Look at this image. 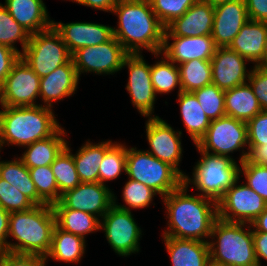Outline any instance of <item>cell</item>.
<instances>
[{
	"label": "cell",
	"mask_w": 267,
	"mask_h": 266,
	"mask_svg": "<svg viewBox=\"0 0 267 266\" xmlns=\"http://www.w3.org/2000/svg\"><path fill=\"white\" fill-rule=\"evenodd\" d=\"M262 111L248 82L225 91V113L247 122Z\"/></svg>",
	"instance_id": "obj_30"
},
{
	"label": "cell",
	"mask_w": 267,
	"mask_h": 266,
	"mask_svg": "<svg viewBox=\"0 0 267 266\" xmlns=\"http://www.w3.org/2000/svg\"><path fill=\"white\" fill-rule=\"evenodd\" d=\"M0 152L3 146L25 147L52 136L60 127L52 108L42 105L1 106Z\"/></svg>",
	"instance_id": "obj_3"
},
{
	"label": "cell",
	"mask_w": 267,
	"mask_h": 266,
	"mask_svg": "<svg viewBox=\"0 0 267 266\" xmlns=\"http://www.w3.org/2000/svg\"><path fill=\"white\" fill-rule=\"evenodd\" d=\"M112 140L92 143L88 139L73 154V159L81 182H99V167L106 151L113 145Z\"/></svg>",
	"instance_id": "obj_27"
},
{
	"label": "cell",
	"mask_w": 267,
	"mask_h": 266,
	"mask_svg": "<svg viewBox=\"0 0 267 266\" xmlns=\"http://www.w3.org/2000/svg\"><path fill=\"white\" fill-rule=\"evenodd\" d=\"M249 21L245 0H233L214 6L212 38L217 47H229L242 26Z\"/></svg>",
	"instance_id": "obj_19"
},
{
	"label": "cell",
	"mask_w": 267,
	"mask_h": 266,
	"mask_svg": "<svg viewBox=\"0 0 267 266\" xmlns=\"http://www.w3.org/2000/svg\"><path fill=\"white\" fill-rule=\"evenodd\" d=\"M68 1V0H67ZM79 5L94 8V10H100L111 13L114 6L119 0H69Z\"/></svg>",
	"instance_id": "obj_51"
},
{
	"label": "cell",
	"mask_w": 267,
	"mask_h": 266,
	"mask_svg": "<svg viewBox=\"0 0 267 266\" xmlns=\"http://www.w3.org/2000/svg\"><path fill=\"white\" fill-rule=\"evenodd\" d=\"M247 59L229 47H217L211 58L212 84L226 91L248 81L251 69H247Z\"/></svg>",
	"instance_id": "obj_17"
},
{
	"label": "cell",
	"mask_w": 267,
	"mask_h": 266,
	"mask_svg": "<svg viewBox=\"0 0 267 266\" xmlns=\"http://www.w3.org/2000/svg\"><path fill=\"white\" fill-rule=\"evenodd\" d=\"M200 103L204 113L210 120L226 116L225 91L210 84L192 92Z\"/></svg>",
	"instance_id": "obj_40"
},
{
	"label": "cell",
	"mask_w": 267,
	"mask_h": 266,
	"mask_svg": "<svg viewBox=\"0 0 267 266\" xmlns=\"http://www.w3.org/2000/svg\"><path fill=\"white\" fill-rule=\"evenodd\" d=\"M253 245L258 266H262L261 260L267 261V233L253 232Z\"/></svg>",
	"instance_id": "obj_49"
},
{
	"label": "cell",
	"mask_w": 267,
	"mask_h": 266,
	"mask_svg": "<svg viewBox=\"0 0 267 266\" xmlns=\"http://www.w3.org/2000/svg\"><path fill=\"white\" fill-rule=\"evenodd\" d=\"M20 57L17 51L0 44V87Z\"/></svg>",
	"instance_id": "obj_47"
},
{
	"label": "cell",
	"mask_w": 267,
	"mask_h": 266,
	"mask_svg": "<svg viewBox=\"0 0 267 266\" xmlns=\"http://www.w3.org/2000/svg\"><path fill=\"white\" fill-rule=\"evenodd\" d=\"M196 145L207 153L229 158H232L230 153L241 151L240 164L247 159L249 152L247 124L230 116L211 120L206 134Z\"/></svg>",
	"instance_id": "obj_9"
},
{
	"label": "cell",
	"mask_w": 267,
	"mask_h": 266,
	"mask_svg": "<svg viewBox=\"0 0 267 266\" xmlns=\"http://www.w3.org/2000/svg\"><path fill=\"white\" fill-rule=\"evenodd\" d=\"M195 146L202 157L193 167L192 179L186 174L183 183L187 187L193 185L200 191L198 195L218 202L240 178V165L234 158L210 154Z\"/></svg>",
	"instance_id": "obj_6"
},
{
	"label": "cell",
	"mask_w": 267,
	"mask_h": 266,
	"mask_svg": "<svg viewBox=\"0 0 267 266\" xmlns=\"http://www.w3.org/2000/svg\"><path fill=\"white\" fill-rule=\"evenodd\" d=\"M126 176L159 194L161 198L183 184L184 177L171 165L162 162L146 150L127 147Z\"/></svg>",
	"instance_id": "obj_7"
},
{
	"label": "cell",
	"mask_w": 267,
	"mask_h": 266,
	"mask_svg": "<svg viewBox=\"0 0 267 266\" xmlns=\"http://www.w3.org/2000/svg\"><path fill=\"white\" fill-rule=\"evenodd\" d=\"M177 96L184 127L195 145L206 134L211 120L192 92L181 91Z\"/></svg>",
	"instance_id": "obj_29"
},
{
	"label": "cell",
	"mask_w": 267,
	"mask_h": 266,
	"mask_svg": "<svg viewBox=\"0 0 267 266\" xmlns=\"http://www.w3.org/2000/svg\"><path fill=\"white\" fill-rule=\"evenodd\" d=\"M247 82L250 84L261 109L267 111V68L253 65Z\"/></svg>",
	"instance_id": "obj_45"
},
{
	"label": "cell",
	"mask_w": 267,
	"mask_h": 266,
	"mask_svg": "<svg viewBox=\"0 0 267 266\" xmlns=\"http://www.w3.org/2000/svg\"><path fill=\"white\" fill-rule=\"evenodd\" d=\"M160 60L151 65V81L155 94H168L178 87L182 91L178 65L169 61L163 54Z\"/></svg>",
	"instance_id": "obj_34"
},
{
	"label": "cell",
	"mask_w": 267,
	"mask_h": 266,
	"mask_svg": "<svg viewBox=\"0 0 267 266\" xmlns=\"http://www.w3.org/2000/svg\"><path fill=\"white\" fill-rule=\"evenodd\" d=\"M0 178L18 189L35 205L46 204L38 196L34 182L31 179L29 169L23 164L18 155L17 158L15 157L11 161H0Z\"/></svg>",
	"instance_id": "obj_31"
},
{
	"label": "cell",
	"mask_w": 267,
	"mask_h": 266,
	"mask_svg": "<svg viewBox=\"0 0 267 266\" xmlns=\"http://www.w3.org/2000/svg\"><path fill=\"white\" fill-rule=\"evenodd\" d=\"M28 169L38 196L48 205L59 202V190L51 166Z\"/></svg>",
	"instance_id": "obj_39"
},
{
	"label": "cell",
	"mask_w": 267,
	"mask_h": 266,
	"mask_svg": "<svg viewBox=\"0 0 267 266\" xmlns=\"http://www.w3.org/2000/svg\"><path fill=\"white\" fill-rule=\"evenodd\" d=\"M247 160L252 164L267 165V145H248Z\"/></svg>",
	"instance_id": "obj_50"
},
{
	"label": "cell",
	"mask_w": 267,
	"mask_h": 266,
	"mask_svg": "<svg viewBox=\"0 0 267 266\" xmlns=\"http://www.w3.org/2000/svg\"><path fill=\"white\" fill-rule=\"evenodd\" d=\"M44 256L0 251V266H46Z\"/></svg>",
	"instance_id": "obj_46"
},
{
	"label": "cell",
	"mask_w": 267,
	"mask_h": 266,
	"mask_svg": "<svg viewBox=\"0 0 267 266\" xmlns=\"http://www.w3.org/2000/svg\"><path fill=\"white\" fill-rule=\"evenodd\" d=\"M66 130L60 127L52 136L25 146V152L19 157L27 168L51 165L66 147Z\"/></svg>",
	"instance_id": "obj_26"
},
{
	"label": "cell",
	"mask_w": 267,
	"mask_h": 266,
	"mask_svg": "<svg viewBox=\"0 0 267 266\" xmlns=\"http://www.w3.org/2000/svg\"><path fill=\"white\" fill-rule=\"evenodd\" d=\"M56 225L67 232L86 239V235L100 231V219L92 214L68 209L53 208Z\"/></svg>",
	"instance_id": "obj_32"
},
{
	"label": "cell",
	"mask_w": 267,
	"mask_h": 266,
	"mask_svg": "<svg viewBox=\"0 0 267 266\" xmlns=\"http://www.w3.org/2000/svg\"><path fill=\"white\" fill-rule=\"evenodd\" d=\"M128 68L129 78L125 86L132 105L137 111L146 117H158L154 114V104L157 95L151 81V65L148 64L142 54H128L122 68Z\"/></svg>",
	"instance_id": "obj_14"
},
{
	"label": "cell",
	"mask_w": 267,
	"mask_h": 266,
	"mask_svg": "<svg viewBox=\"0 0 267 266\" xmlns=\"http://www.w3.org/2000/svg\"><path fill=\"white\" fill-rule=\"evenodd\" d=\"M240 178L217 202L218 217L229 222L251 224L266 208L265 200Z\"/></svg>",
	"instance_id": "obj_12"
},
{
	"label": "cell",
	"mask_w": 267,
	"mask_h": 266,
	"mask_svg": "<svg viewBox=\"0 0 267 266\" xmlns=\"http://www.w3.org/2000/svg\"><path fill=\"white\" fill-rule=\"evenodd\" d=\"M251 228V224L218 217L208 241L210 259L228 266H258Z\"/></svg>",
	"instance_id": "obj_5"
},
{
	"label": "cell",
	"mask_w": 267,
	"mask_h": 266,
	"mask_svg": "<svg viewBox=\"0 0 267 266\" xmlns=\"http://www.w3.org/2000/svg\"><path fill=\"white\" fill-rule=\"evenodd\" d=\"M249 20L267 22V0H245Z\"/></svg>",
	"instance_id": "obj_48"
},
{
	"label": "cell",
	"mask_w": 267,
	"mask_h": 266,
	"mask_svg": "<svg viewBox=\"0 0 267 266\" xmlns=\"http://www.w3.org/2000/svg\"><path fill=\"white\" fill-rule=\"evenodd\" d=\"M0 206L10 213L30 210L35 204L14 186L0 178Z\"/></svg>",
	"instance_id": "obj_43"
},
{
	"label": "cell",
	"mask_w": 267,
	"mask_h": 266,
	"mask_svg": "<svg viewBox=\"0 0 267 266\" xmlns=\"http://www.w3.org/2000/svg\"><path fill=\"white\" fill-rule=\"evenodd\" d=\"M129 53L113 36L109 41L80 48L72 54V61L79 78L83 73L114 75L122 70L123 61Z\"/></svg>",
	"instance_id": "obj_11"
},
{
	"label": "cell",
	"mask_w": 267,
	"mask_h": 266,
	"mask_svg": "<svg viewBox=\"0 0 267 266\" xmlns=\"http://www.w3.org/2000/svg\"><path fill=\"white\" fill-rule=\"evenodd\" d=\"M86 240L78 235L60 229L57 225L52 234L51 247L45 256L65 263H79L86 250Z\"/></svg>",
	"instance_id": "obj_28"
},
{
	"label": "cell",
	"mask_w": 267,
	"mask_h": 266,
	"mask_svg": "<svg viewBox=\"0 0 267 266\" xmlns=\"http://www.w3.org/2000/svg\"><path fill=\"white\" fill-rule=\"evenodd\" d=\"M145 130L150 146V149L146 151L174 167L184 177L186 173L179 167L183 157L182 131L175 130L159 116L147 117Z\"/></svg>",
	"instance_id": "obj_15"
},
{
	"label": "cell",
	"mask_w": 267,
	"mask_h": 266,
	"mask_svg": "<svg viewBox=\"0 0 267 266\" xmlns=\"http://www.w3.org/2000/svg\"><path fill=\"white\" fill-rule=\"evenodd\" d=\"M21 58L40 78L67 63L72 55L53 26L30 35Z\"/></svg>",
	"instance_id": "obj_8"
},
{
	"label": "cell",
	"mask_w": 267,
	"mask_h": 266,
	"mask_svg": "<svg viewBox=\"0 0 267 266\" xmlns=\"http://www.w3.org/2000/svg\"><path fill=\"white\" fill-rule=\"evenodd\" d=\"M127 146L123 143L114 142L106 151L99 167V183L116 180L121 173H126Z\"/></svg>",
	"instance_id": "obj_37"
},
{
	"label": "cell",
	"mask_w": 267,
	"mask_h": 266,
	"mask_svg": "<svg viewBox=\"0 0 267 266\" xmlns=\"http://www.w3.org/2000/svg\"><path fill=\"white\" fill-rule=\"evenodd\" d=\"M30 35L0 3V44L17 51L21 55L29 42ZM18 42H20L22 51H19L15 45Z\"/></svg>",
	"instance_id": "obj_38"
},
{
	"label": "cell",
	"mask_w": 267,
	"mask_h": 266,
	"mask_svg": "<svg viewBox=\"0 0 267 266\" xmlns=\"http://www.w3.org/2000/svg\"><path fill=\"white\" fill-rule=\"evenodd\" d=\"M159 195L150 187L133 179L127 180L122 190V198L125 205L119 204L117 197L113 194V205L123 210L144 209L151 205L154 196ZM118 203V204H117Z\"/></svg>",
	"instance_id": "obj_36"
},
{
	"label": "cell",
	"mask_w": 267,
	"mask_h": 266,
	"mask_svg": "<svg viewBox=\"0 0 267 266\" xmlns=\"http://www.w3.org/2000/svg\"><path fill=\"white\" fill-rule=\"evenodd\" d=\"M198 0H149L157 18L166 27L181 17Z\"/></svg>",
	"instance_id": "obj_41"
},
{
	"label": "cell",
	"mask_w": 267,
	"mask_h": 266,
	"mask_svg": "<svg viewBox=\"0 0 267 266\" xmlns=\"http://www.w3.org/2000/svg\"><path fill=\"white\" fill-rule=\"evenodd\" d=\"M182 91L194 92L212 84L211 61L193 59L178 65Z\"/></svg>",
	"instance_id": "obj_33"
},
{
	"label": "cell",
	"mask_w": 267,
	"mask_h": 266,
	"mask_svg": "<svg viewBox=\"0 0 267 266\" xmlns=\"http://www.w3.org/2000/svg\"><path fill=\"white\" fill-rule=\"evenodd\" d=\"M267 203V165L252 164L247 159L240 163V178Z\"/></svg>",
	"instance_id": "obj_42"
},
{
	"label": "cell",
	"mask_w": 267,
	"mask_h": 266,
	"mask_svg": "<svg viewBox=\"0 0 267 266\" xmlns=\"http://www.w3.org/2000/svg\"><path fill=\"white\" fill-rule=\"evenodd\" d=\"M113 192L107 185L99 182H81L73 189L61 194L53 208L80 210L101 218L113 206Z\"/></svg>",
	"instance_id": "obj_16"
},
{
	"label": "cell",
	"mask_w": 267,
	"mask_h": 266,
	"mask_svg": "<svg viewBox=\"0 0 267 266\" xmlns=\"http://www.w3.org/2000/svg\"><path fill=\"white\" fill-rule=\"evenodd\" d=\"M206 266H228V265H226V264H221V263L215 262V261H213V260L210 259V260L208 261V263H207Z\"/></svg>",
	"instance_id": "obj_56"
},
{
	"label": "cell",
	"mask_w": 267,
	"mask_h": 266,
	"mask_svg": "<svg viewBox=\"0 0 267 266\" xmlns=\"http://www.w3.org/2000/svg\"><path fill=\"white\" fill-rule=\"evenodd\" d=\"M253 232L267 233V208L251 223Z\"/></svg>",
	"instance_id": "obj_53"
},
{
	"label": "cell",
	"mask_w": 267,
	"mask_h": 266,
	"mask_svg": "<svg viewBox=\"0 0 267 266\" xmlns=\"http://www.w3.org/2000/svg\"><path fill=\"white\" fill-rule=\"evenodd\" d=\"M257 66L267 68V34H266V39H265L264 57Z\"/></svg>",
	"instance_id": "obj_54"
},
{
	"label": "cell",
	"mask_w": 267,
	"mask_h": 266,
	"mask_svg": "<svg viewBox=\"0 0 267 266\" xmlns=\"http://www.w3.org/2000/svg\"><path fill=\"white\" fill-rule=\"evenodd\" d=\"M100 230L104 231L107 242L117 255L128 257L139 253L142 229L131 211L113 205L101 218Z\"/></svg>",
	"instance_id": "obj_10"
},
{
	"label": "cell",
	"mask_w": 267,
	"mask_h": 266,
	"mask_svg": "<svg viewBox=\"0 0 267 266\" xmlns=\"http://www.w3.org/2000/svg\"><path fill=\"white\" fill-rule=\"evenodd\" d=\"M213 22L214 6L198 0L181 17L166 26L164 37L211 35Z\"/></svg>",
	"instance_id": "obj_20"
},
{
	"label": "cell",
	"mask_w": 267,
	"mask_h": 266,
	"mask_svg": "<svg viewBox=\"0 0 267 266\" xmlns=\"http://www.w3.org/2000/svg\"><path fill=\"white\" fill-rule=\"evenodd\" d=\"M162 238L172 266H206L210 260L207 242L166 236Z\"/></svg>",
	"instance_id": "obj_25"
},
{
	"label": "cell",
	"mask_w": 267,
	"mask_h": 266,
	"mask_svg": "<svg viewBox=\"0 0 267 266\" xmlns=\"http://www.w3.org/2000/svg\"><path fill=\"white\" fill-rule=\"evenodd\" d=\"M56 218L52 205H35L27 211L10 212L7 252L46 256L51 247Z\"/></svg>",
	"instance_id": "obj_4"
},
{
	"label": "cell",
	"mask_w": 267,
	"mask_h": 266,
	"mask_svg": "<svg viewBox=\"0 0 267 266\" xmlns=\"http://www.w3.org/2000/svg\"><path fill=\"white\" fill-rule=\"evenodd\" d=\"M170 40L172 42L170 43ZM217 46L211 35L164 37L161 54L176 65L193 59L211 61Z\"/></svg>",
	"instance_id": "obj_21"
},
{
	"label": "cell",
	"mask_w": 267,
	"mask_h": 266,
	"mask_svg": "<svg viewBox=\"0 0 267 266\" xmlns=\"http://www.w3.org/2000/svg\"><path fill=\"white\" fill-rule=\"evenodd\" d=\"M52 26L59 33L70 54L83 47L95 46L113 37V27L92 22H56Z\"/></svg>",
	"instance_id": "obj_18"
},
{
	"label": "cell",
	"mask_w": 267,
	"mask_h": 266,
	"mask_svg": "<svg viewBox=\"0 0 267 266\" xmlns=\"http://www.w3.org/2000/svg\"><path fill=\"white\" fill-rule=\"evenodd\" d=\"M10 213L0 206V251H7Z\"/></svg>",
	"instance_id": "obj_52"
},
{
	"label": "cell",
	"mask_w": 267,
	"mask_h": 266,
	"mask_svg": "<svg viewBox=\"0 0 267 266\" xmlns=\"http://www.w3.org/2000/svg\"><path fill=\"white\" fill-rule=\"evenodd\" d=\"M267 22L249 20L246 22L229 48L257 66L264 57Z\"/></svg>",
	"instance_id": "obj_24"
},
{
	"label": "cell",
	"mask_w": 267,
	"mask_h": 266,
	"mask_svg": "<svg viewBox=\"0 0 267 266\" xmlns=\"http://www.w3.org/2000/svg\"><path fill=\"white\" fill-rule=\"evenodd\" d=\"M246 124L248 145H267V111L262 110Z\"/></svg>",
	"instance_id": "obj_44"
},
{
	"label": "cell",
	"mask_w": 267,
	"mask_h": 266,
	"mask_svg": "<svg viewBox=\"0 0 267 266\" xmlns=\"http://www.w3.org/2000/svg\"><path fill=\"white\" fill-rule=\"evenodd\" d=\"M2 5L30 34L52 26V19L43 0H5Z\"/></svg>",
	"instance_id": "obj_23"
},
{
	"label": "cell",
	"mask_w": 267,
	"mask_h": 266,
	"mask_svg": "<svg viewBox=\"0 0 267 266\" xmlns=\"http://www.w3.org/2000/svg\"><path fill=\"white\" fill-rule=\"evenodd\" d=\"M111 13L118 17L113 36L129 54H141L144 49L160 58L166 27L149 0H119Z\"/></svg>",
	"instance_id": "obj_2"
},
{
	"label": "cell",
	"mask_w": 267,
	"mask_h": 266,
	"mask_svg": "<svg viewBox=\"0 0 267 266\" xmlns=\"http://www.w3.org/2000/svg\"><path fill=\"white\" fill-rule=\"evenodd\" d=\"M205 3H208L212 6H216L218 4L224 3V2H228V1H233V0H201Z\"/></svg>",
	"instance_id": "obj_55"
},
{
	"label": "cell",
	"mask_w": 267,
	"mask_h": 266,
	"mask_svg": "<svg viewBox=\"0 0 267 266\" xmlns=\"http://www.w3.org/2000/svg\"><path fill=\"white\" fill-rule=\"evenodd\" d=\"M50 166L57 182L60 200L61 194L81 183L69 142Z\"/></svg>",
	"instance_id": "obj_35"
},
{
	"label": "cell",
	"mask_w": 267,
	"mask_h": 266,
	"mask_svg": "<svg viewBox=\"0 0 267 266\" xmlns=\"http://www.w3.org/2000/svg\"><path fill=\"white\" fill-rule=\"evenodd\" d=\"M79 80L72 58L52 73L40 78L39 98L41 97L43 106L53 108V102L56 103L64 100V97L74 95Z\"/></svg>",
	"instance_id": "obj_22"
},
{
	"label": "cell",
	"mask_w": 267,
	"mask_h": 266,
	"mask_svg": "<svg viewBox=\"0 0 267 266\" xmlns=\"http://www.w3.org/2000/svg\"><path fill=\"white\" fill-rule=\"evenodd\" d=\"M40 92V77L20 57L0 87V105L26 107L36 103Z\"/></svg>",
	"instance_id": "obj_13"
},
{
	"label": "cell",
	"mask_w": 267,
	"mask_h": 266,
	"mask_svg": "<svg viewBox=\"0 0 267 266\" xmlns=\"http://www.w3.org/2000/svg\"><path fill=\"white\" fill-rule=\"evenodd\" d=\"M188 191V187L183 183L161 198L168 219V227L162 236L208 243L213 224L218 218L217 202L197 193L190 195Z\"/></svg>",
	"instance_id": "obj_1"
}]
</instances>
